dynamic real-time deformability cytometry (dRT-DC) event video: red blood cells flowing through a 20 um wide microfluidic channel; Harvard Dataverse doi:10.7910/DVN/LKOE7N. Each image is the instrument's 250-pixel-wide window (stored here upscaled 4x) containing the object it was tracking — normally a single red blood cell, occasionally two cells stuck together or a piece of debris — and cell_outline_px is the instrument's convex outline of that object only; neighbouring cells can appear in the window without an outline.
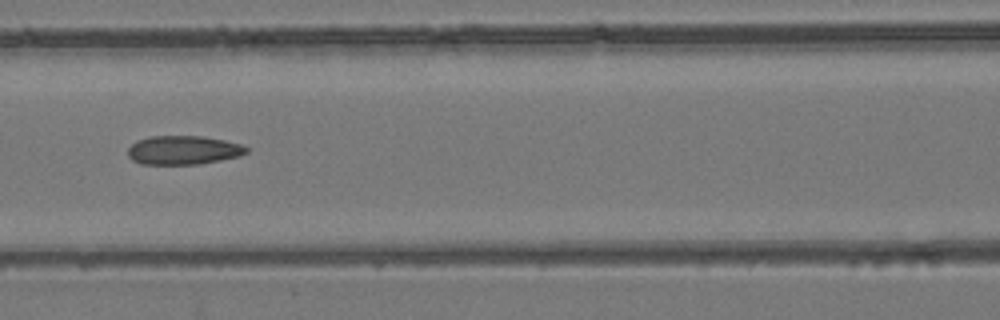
{"species": "common noctule bat (a hibernating species)", "species_latin": "Nyctalus noctula", "temperature_condition": "room temperature", "stored_images_in_passage": 5, "camera_frame_rate_fps": 3000, "um_per_image_px": 0.085, "animal": {"sex": "female", "body_mass_g": 24.6, "forearm_length_mm": 56.2}, "frame": {"image": 1, "passage_image": 5, "time_ms": 5.333, "image_size_px": [1000, 320], "cell_outline_px": [[248, 152], [240, 156], [200, 164], [140, 164], [132, 160], [128, 156], [128, 148], [136, 140], [148, 136], [200, 136], [224, 140], [240, 144], [248, 148]], "centroid_in_image_um": [15.56, 12.76], "position_along_channel_um": 151.0, "area_um2": 20.0}}